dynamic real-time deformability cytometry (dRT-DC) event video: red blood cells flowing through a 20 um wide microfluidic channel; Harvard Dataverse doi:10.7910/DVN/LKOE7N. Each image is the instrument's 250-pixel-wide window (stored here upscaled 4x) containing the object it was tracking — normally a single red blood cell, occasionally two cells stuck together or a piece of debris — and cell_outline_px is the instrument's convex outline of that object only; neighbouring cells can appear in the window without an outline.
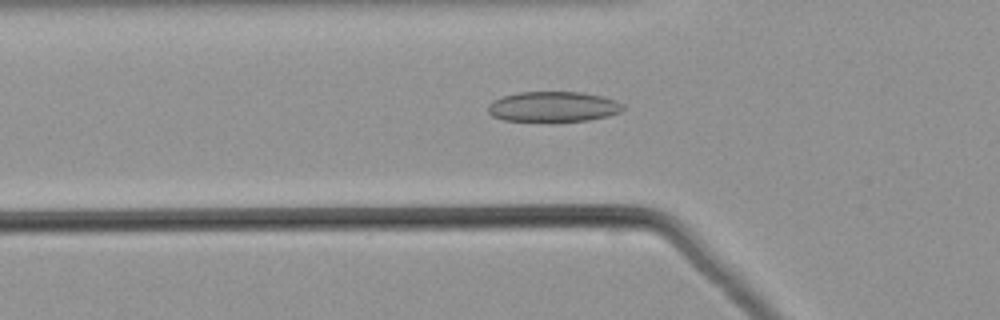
{"species": "common noctule bat (a hibernating species)", "species_latin": "Nyctalus noctula", "temperature_condition": "warm", "stored_images_in_passage": 50, "camera_frame_rate_fps": 3000, "um_per_image_px": 0.085, "animal": {"sex": "male", "body_mass_g": 21.5, "forearm_length_mm": 52.0}, "frame": {"image": 1, "passage_image": 16, "time_ms": 5.0, "image_size_px": [1000, 320], "cell_outline_px": [[624, 108], [620, 112], [608, 116], [588, 120], [552, 124], [548, 124], [504, 120], [492, 116], [488, 112], [488, 104], [504, 96], [520, 92], [580, 92], [604, 96], [616, 100], [624, 104]], "centroid_in_image_um": [47.04, 9.12], "position_along_channel_um": 78.8, "area_um2": 24.74}}
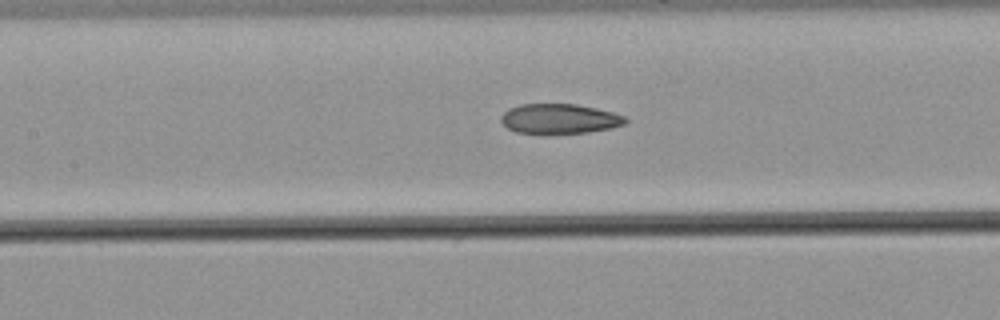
{"frame": {"image": 2, "passage_image": 22, "time_ms": 7.0, "image_size_px": [1000, 320], "cell_outline_px": [[628, 120], [624, 124], [612, 128], [588, 132], [544, 136], [516, 132], [508, 128], [500, 120], [500, 116], [508, 108], [520, 104], [576, 104], [596, 108], [612, 112], [624, 116]], "centroid_in_image_um": [47.51, 10.13], "position_along_channel_um": 159.9, "area_um2": 22.31}}
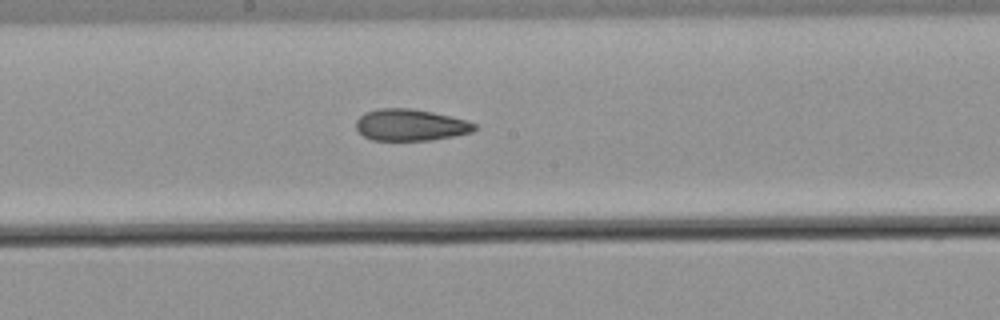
{"frame": {"image": 3, "passage_image": 26, "time_ms": 8.333, "image_size_px": [1000, 320], "cell_outline_px": [[476, 128], [472, 132], [432, 140], [372, 140], [364, 136], [356, 128], [356, 120], [364, 112], [380, 108], [412, 108], [432, 112], [464, 120], [476, 124]], "centroid_in_image_um": [34.85, 10.62], "position_along_channel_um": 213.3, "area_um2": 21.68}}